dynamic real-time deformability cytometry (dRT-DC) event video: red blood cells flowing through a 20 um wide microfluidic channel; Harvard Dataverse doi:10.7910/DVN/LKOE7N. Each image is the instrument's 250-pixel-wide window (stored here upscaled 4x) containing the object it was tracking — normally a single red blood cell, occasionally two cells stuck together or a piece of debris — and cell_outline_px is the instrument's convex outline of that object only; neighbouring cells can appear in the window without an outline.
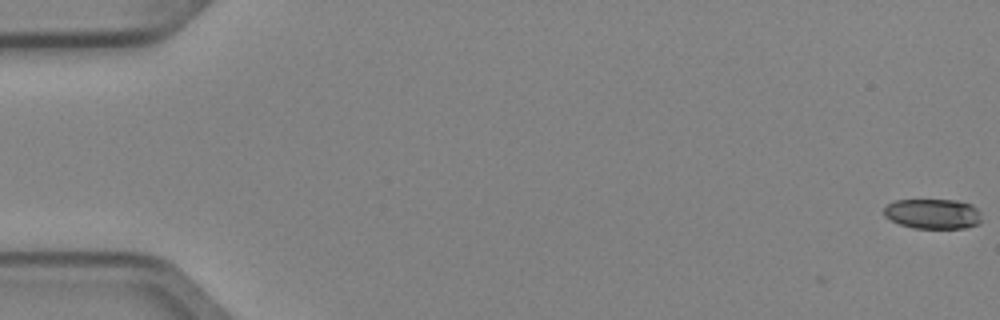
{"species": "Egyptian fruit bat (a non-hibernating species)", "species_latin": "Rousettus aegyptiacus", "temperature_condition": "cold", "stored_images_in_passage": 5, "camera_frame_rate_fps": 3000, "um_per_image_px": 0.085, "animal": {"sex": "female"}, "frame": {"image": 1, "passage_image": 1, "time_ms": 0.0, "image_size_px": [1000, 320], "cell_outline_px": [[980, 224], [964, 228], [912, 228], [900, 224], [884, 216], [884, 208], [888, 204], [896, 200], [956, 200], [972, 204], [980, 212]], "centroid_in_image_um": [79.31, 18.17], "position_along_channel_um": 5.7, "area_um2": 17.11}}
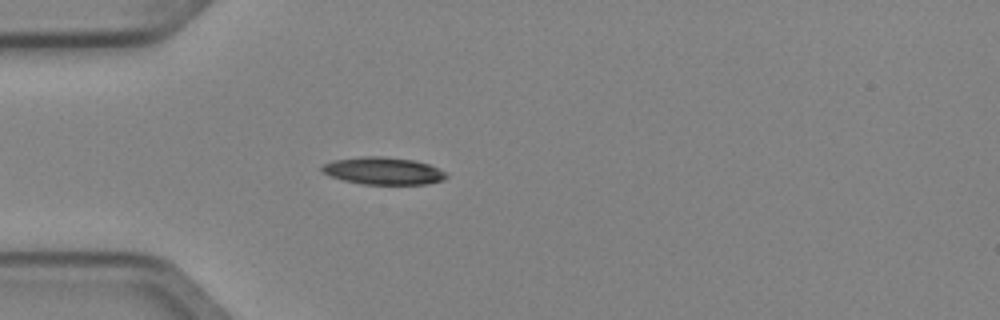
{"frame": {"image": 2, "passage_image": 5, "time_ms": 1.333, "image_size_px": [1000, 320], "cell_outline_px": [[448, 176], [444, 180], [428, 184], [360, 184], [344, 180], [320, 172], [320, 168], [324, 164], [332, 160], [360, 156], [384, 156], [412, 160], [428, 164], [440, 168]], "centroid_in_image_um": [32.56, 14.52], "position_along_channel_um": 52.4, "area_um2": 19.94}}